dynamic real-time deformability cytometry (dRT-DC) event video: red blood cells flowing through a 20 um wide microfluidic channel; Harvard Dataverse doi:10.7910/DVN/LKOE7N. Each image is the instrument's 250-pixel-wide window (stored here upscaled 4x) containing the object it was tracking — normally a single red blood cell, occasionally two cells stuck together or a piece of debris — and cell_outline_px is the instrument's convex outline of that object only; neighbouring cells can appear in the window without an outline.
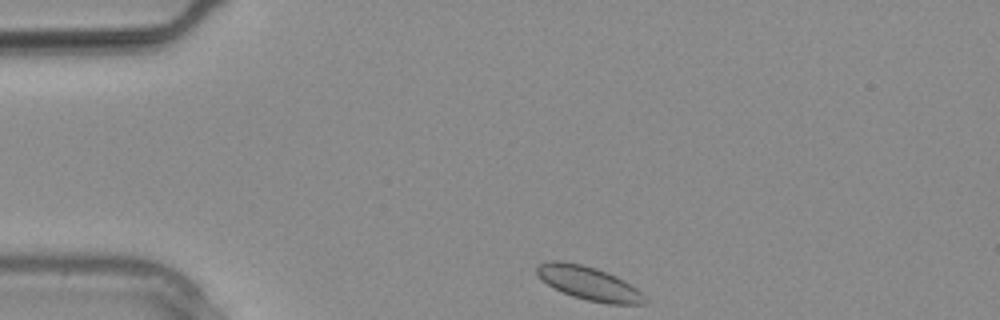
{"species": "common noctule bat (a hibernating species)", "species_latin": "Nyctalus noctula", "temperature_condition": "warm", "stored_images_in_passage": 9, "camera_frame_rate_fps": 3000, "um_per_image_px": 0.085, "animal": {"sex": "male", "body_mass_g": 20.4}, "frame": {"image": 1, "passage_image": 1, "time_ms": 0.0, "image_size_px": [1000, 320], "cell_outline_px": [[648, 304], [608, 304], [588, 300], [572, 296], [548, 284], [536, 272], [536, 268], [540, 264], [552, 260], [560, 260], [584, 264], [596, 268], [616, 276], [624, 280], [636, 288], [644, 296]], "centroid_in_image_um": [50.08, 24.07], "position_along_channel_um": 34.9, "area_um2": 20.87}}